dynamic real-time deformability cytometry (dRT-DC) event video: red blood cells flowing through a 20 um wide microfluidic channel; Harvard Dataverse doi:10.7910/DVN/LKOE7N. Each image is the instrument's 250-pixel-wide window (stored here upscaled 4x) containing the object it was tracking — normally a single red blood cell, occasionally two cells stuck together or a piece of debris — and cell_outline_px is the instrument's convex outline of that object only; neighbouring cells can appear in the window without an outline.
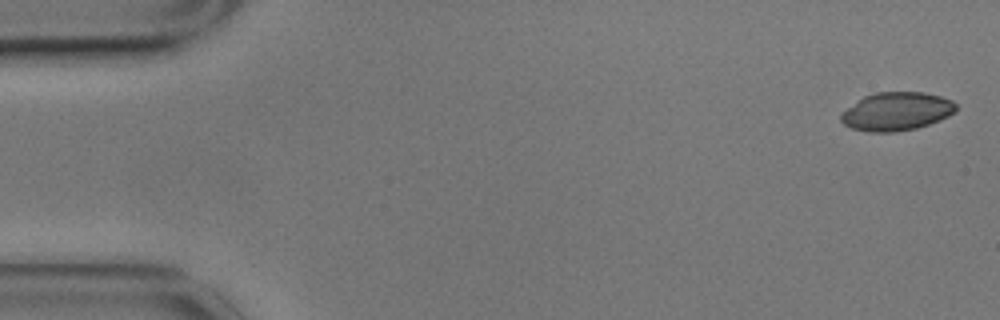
{"species": "common noctule bat (a hibernating species)", "species_latin": "Nyctalus noctula", "temperature_condition": "cold", "stored_images_in_passage": 56, "camera_frame_rate_fps": 3000, "um_per_image_px": 0.085, "animal": {"sex": "male", "body_mass_g": 17.9}, "frame": {"image": 1, "passage_image": 1, "time_ms": 0.0, "image_size_px": [1000, 320], "cell_outline_px": [[956, 112], [940, 120], [916, 128], [892, 132], [868, 132], [852, 128], [844, 124], [840, 120], [840, 116], [848, 108], [864, 96], [876, 92], [924, 92], [940, 96], [952, 100], [956, 104]], "centroid_in_image_um": [76.23, 9.47], "position_along_channel_um": 8.8, "area_um2": 25.55}}
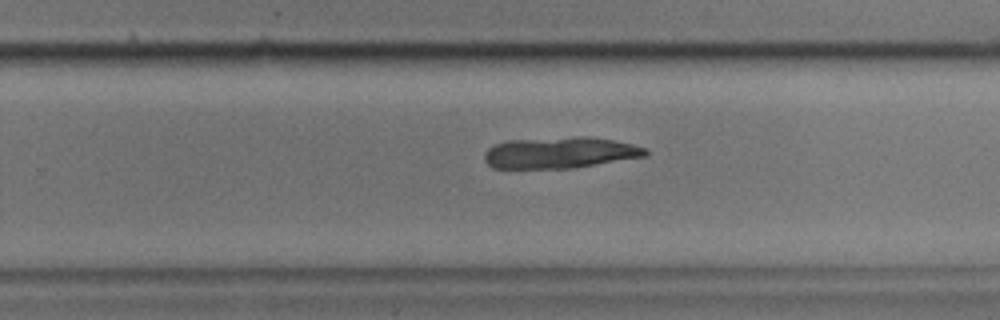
{"frame": {"image": 2, "passage_image": 35, "time_ms": 11.333, "image_size_px": [1000, 320], "cell_outline_px": [[648, 156], [576, 168], [492, 168], [484, 160], [484, 152], [488, 148], [496, 144], [508, 140], [576, 136], [592, 136], [632, 144], [648, 148]], "centroid_in_image_um": [47.64, 12.97], "position_along_channel_um": 282.2, "area_um2": 29.77}}
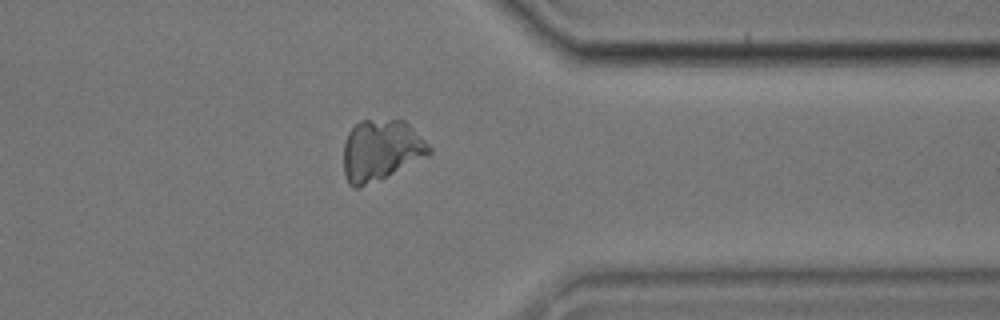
{"frame": {"image": 3, "passage_image": 44, "time_ms": 14.333, "image_size_px": [1000, 320], "cell_outline_px": [[432, 152], [360, 188], [352, 188], [348, 184], [344, 176], [344, 144], [348, 132], [360, 120], [404, 120], [432, 148]], "centroid_in_image_um": [32.31, 12.76], "position_along_channel_um": 379.1, "area_um2": 29.71}, "authors_computed_cell_mechanics": {"area_um2": 29.5647, "velocity_mm_per_s": 3.5025, "shape_relaxation_time_tau1_ms": null, "shape_relaxation_time_tau2_ms": 4.2765, "deformation_change_tau1": null, "deformation_change_tau2": 0.055}}